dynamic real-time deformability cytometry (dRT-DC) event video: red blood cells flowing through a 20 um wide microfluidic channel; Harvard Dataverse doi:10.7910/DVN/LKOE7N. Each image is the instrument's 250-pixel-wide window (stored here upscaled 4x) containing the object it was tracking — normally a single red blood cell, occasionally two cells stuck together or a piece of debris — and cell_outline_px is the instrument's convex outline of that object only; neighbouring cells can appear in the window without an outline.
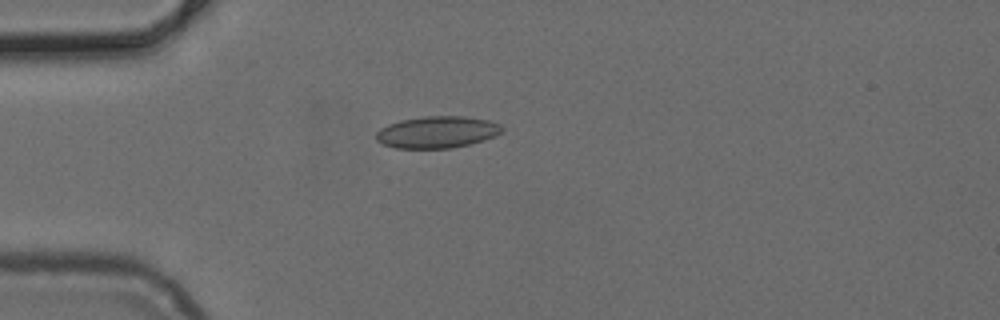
{"species": "common noctule bat (a hibernating species)", "species_latin": "Nyctalus noctula", "temperature_condition": "cold", "stored_images_in_passage": 33, "camera_frame_rate_fps": 3000, "um_per_image_px": 0.085, "animal": {"sex": "female", "body_mass_g": 24.6, "forearm_length_mm": 56.2}, "frame": {"image": 1, "passage_image": 1, "time_ms": 0.0, "image_size_px": [1000, 320], "cell_outline_px": [[504, 128], [500, 132], [484, 140], [468, 144], [448, 148], [396, 148], [384, 144], [376, 140], [376, 132], [380, 128], [388, 124], [400, 120], [424, 116], [464, 116], [488, 120], [500, 124]], "centroid_in_image_um": [37.13, 11.22], "position_along_channel_um": 47.9, "area_um2": 23.18}}
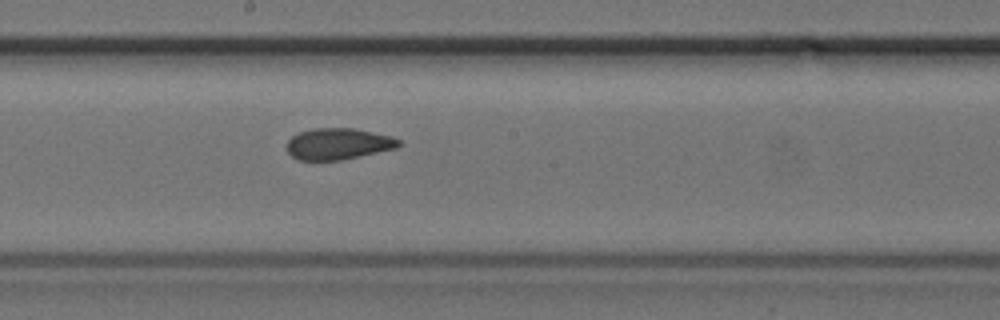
{"frame": {"image": 2, "passage_image": 15, "time_ms": 4.667, "image_size_px": [1000, 320], "cell_outline_px": [[400, 144], [396, 148], [340, 160], [296, 160], [288, 152], [288, 140], [292, 136], [300, 132], [312, 128], [356, 128], [392, 136], [400, 140]], "centroid_in_image_um": [28.75, 12.22], "position_along_channel_um": 219.5, "area_um2": 20.4}}
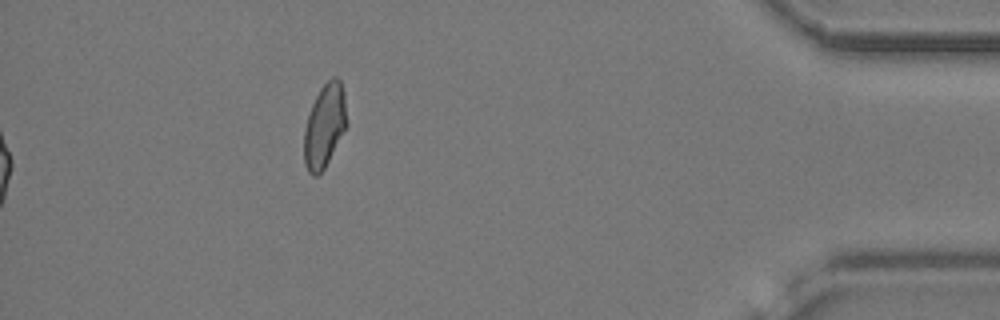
{"frame": {"image": 3, "passage_image": 33, "time_ms": 10.667, "image_size_px": [1000, 320], "cell_outline_px": [[348, 124], [324, 168], [316, 176], [312, 176], [308, 172], [304, 164], [304, 132], [308, 116], [312, 104], [320, 88], [332, 76], [336, 76], [340, 80], [344, 92]], "centroid_in_image_um": [27.6, 10.67], "position_along_channel_um": 407.6, "area_um2": 20.75}}